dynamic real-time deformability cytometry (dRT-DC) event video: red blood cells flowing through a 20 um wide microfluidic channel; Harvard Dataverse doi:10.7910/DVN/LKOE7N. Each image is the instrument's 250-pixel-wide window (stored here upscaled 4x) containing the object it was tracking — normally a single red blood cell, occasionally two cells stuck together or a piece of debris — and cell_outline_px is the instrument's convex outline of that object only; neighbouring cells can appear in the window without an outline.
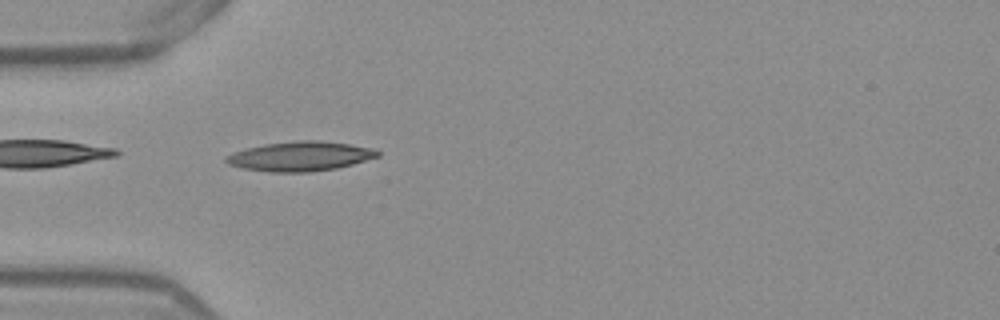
{"species": "Egyptian fruit bat (a non-hibernating species)", "species_latin": "Rousettus aegyptiacus", "temperature_condition": "warm", "stored_images_in_passage": 37, "camera_frame_rate_fps": 3000, "um_per_image_px": 0.085, "frame": {"image": 1, "passage_image": 1, "time_ms": 0.0, "image_size_px": [1000, 320], "cell_outline_px": [[380, 156], [352, 164], [336, 168], [308, 172], [268, 172], [244, 168], [228, 164], [224, 160], [224, 156], [232, 152], [264, 144], [296, 140], [320, 140], [376, 148], [380, 152]], "centroid_in_image_um": [25.52, 13.27], "position_along_channel_um": 59.5, "area_um2": 26.18}}
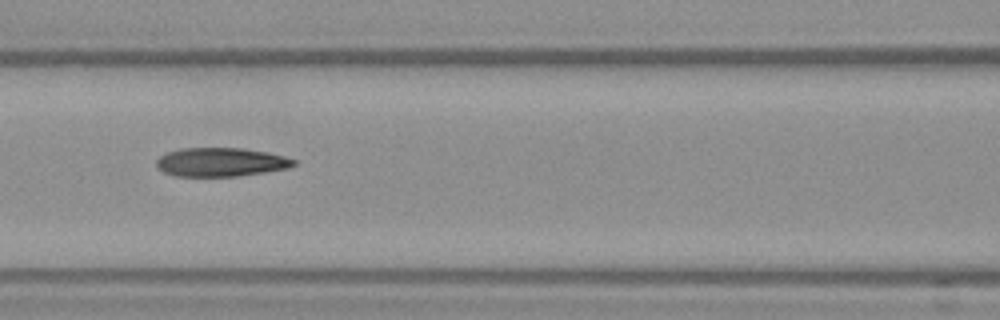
{"frame": {"image": 2, "passage_image": 8, "time_ms": 2.333, "image_size_px": [1000, 320], "cell_outline_px": [[296, 164], [288, 168], [264, 172], [236, 176], [176, 176], [164, 172], [156, 168], [156, 160], [160, 156], [168, 152], [180, 148], [244, 148], [268, 152], [284, 156], [296, 160]], "centroid_in_image_um": [18.76, 13.77], "position_along_channel_um": 147.8, "area_um2": 23.06}}
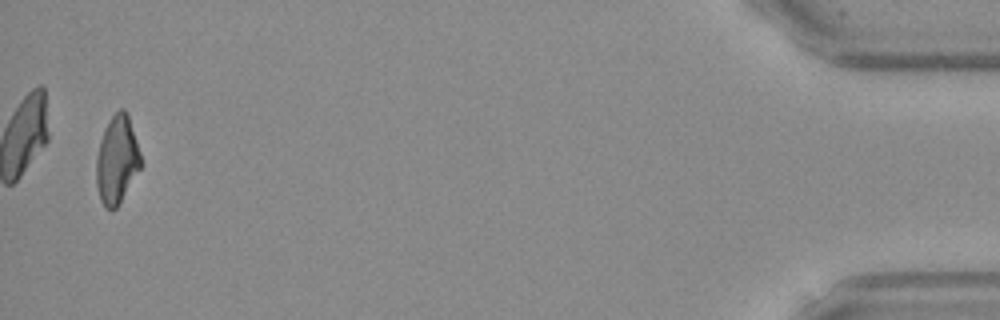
{"frame": {"image": 3, "passage_image": 36, "time_ms": 11.667, "image_size_px": [1000, 320], "cell_outline_px": [[144, 164], [116, 208], [104, 208], [100, 200], [96, 184], [96, 156], [100, 140], [104, 128], [112, 116], [120, 108], [124, 108], [128, 112]], "centroid_in_image_um": [9.96, 13.56], "position_along_channel_um": 425.2, "area_um2": 23.18}, "authors_computed_cell_mechanics": {"area_um2": 23.3512, "velocity_mm_per_s": 3.9017, "shape_relaxation_time_tau1_ms": null, "shape_relaxation_time_tau2_ms": 3.1685, "deformation_change_tau1": null, "deformation_change_tau2": 0.123}}